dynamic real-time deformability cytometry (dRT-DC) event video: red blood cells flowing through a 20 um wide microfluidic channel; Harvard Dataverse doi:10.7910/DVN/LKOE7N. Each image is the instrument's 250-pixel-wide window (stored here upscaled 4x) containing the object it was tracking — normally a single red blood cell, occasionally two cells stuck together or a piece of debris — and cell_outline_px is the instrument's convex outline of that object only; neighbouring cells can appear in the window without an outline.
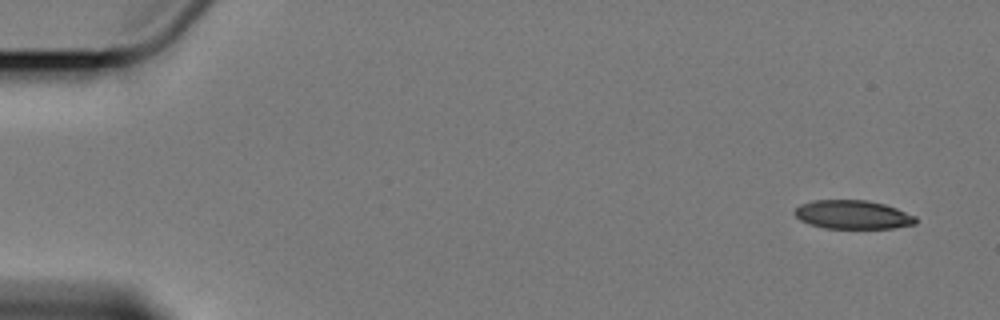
{"species": "Egyptian fruit bat (a non-hibernating species)", "species_latin": "Rousettus aegyptiacus", "temperature_condition": "cold", "stored_images_in_passage": 5, "camera_frame_rate_fps": 3000, "um_per_image_px": 0.085, "animal": {"sex": "female"}, "frame": {"image": 1, "passage_image": 1, "time_ms": 0.0, "image_size_px": [1000, 320], "cell_outline_px": [[916, 224], [892, 228], [824, 228], [808, 224], [800, 220], [792, 212], [800, 204], [812, 200], [868, 200], [884, 204], [896, 208], [916, 216]], "centroid_in_image_um": [72.45, 18.24], "position_along_channel_um": 12.5, "area_um2": 20.35}}
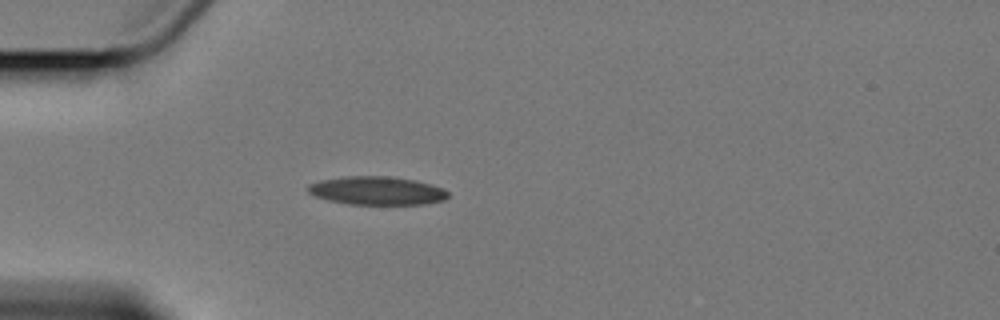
{"frame": {"image": 2, "passage_image": 5, "time_ms": 4.667, "image_size_px": [1000, 320], "cell_outline_px": [[448, 196], [444, 200], [420, 204], [348, 204], [328, 200], [316, 196], [308, 192], [308, 184], [320, 180], [344, 176], [388, 176], [412, 180], [432, 184], [448, 192]], "centroid_in_image_um": [32.0, 16.2], "position_along_channel_um": 53.0, "area_um2": 22.95}}